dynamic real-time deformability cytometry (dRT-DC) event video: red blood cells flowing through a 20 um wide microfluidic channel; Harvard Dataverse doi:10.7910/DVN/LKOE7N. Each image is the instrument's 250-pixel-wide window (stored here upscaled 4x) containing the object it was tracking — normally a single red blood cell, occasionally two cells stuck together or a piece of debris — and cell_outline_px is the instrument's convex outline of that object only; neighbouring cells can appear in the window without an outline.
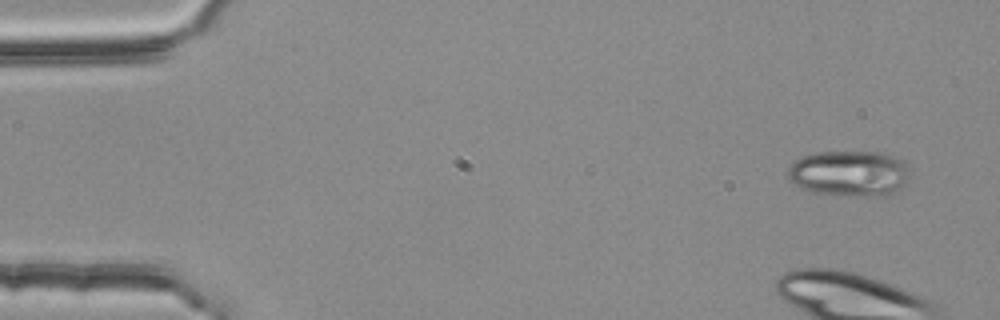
{"species": "common noctule bat (a hibernating species)", "species_latin": "Nyctalus noctula", "temperature_condition": "room temperature", "stored_images_in_passage": 3, "camera_frame_rate_fps": 3000, "um_per_image_px": 0.085, "animal": {"sex": "female", "body_mass_g": 25.1}, "frame": {"image": 1, "passage_image": 1, "time_ms": 0.0, "image_size_px": [1000, 320], "cell_outline_px": [[912, 176], [896, 192], [884, 196], [840, 196], [816, 192], [800, 188], [792, 184], [788, 180], [788, 168], [796, 160], [812, 152], [884, 152], [904, 160]], "centroid_in_image_um": [72.23, 14.75], "position_along_channel_um": 12.8, "area_um2": 33.18}}